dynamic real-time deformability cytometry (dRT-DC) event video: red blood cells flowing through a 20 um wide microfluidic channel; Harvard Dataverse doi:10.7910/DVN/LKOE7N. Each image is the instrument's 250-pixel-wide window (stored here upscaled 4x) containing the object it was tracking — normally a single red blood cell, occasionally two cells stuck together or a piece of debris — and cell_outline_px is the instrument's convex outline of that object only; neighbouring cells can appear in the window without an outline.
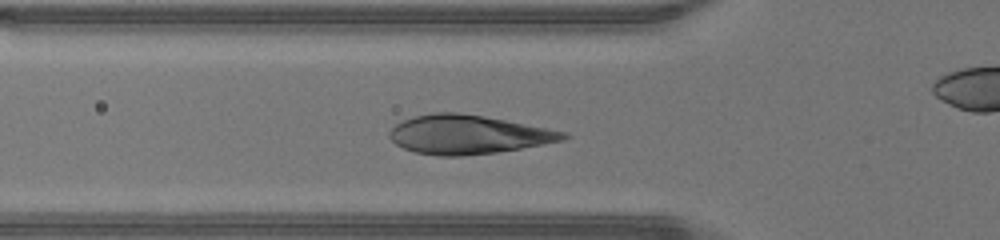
{"species": "human", "species_latin": "Homo sapiens", "temperature_condition": "warm", "stored_images_in_passage": 36, "camera_frame_rate_fps": 3000, "um_per_image_px": 0.085, "donor": {"sex": "male"}, "frame": {"image": 1, "passage_image": 14, "time_ms": 4.333, "image_size_px": [1000, 240], "cell_outline_px": [[572, 136], [564, 140], [544, 144], [496, 152], [464, 156], [440, 156], [416, 152], [404, 148], [396, 144], [388, 136], [388, 132], [396, 124], [404, 120], [416, 116], [432, 112], [456, 112], [484, 116], [568, 132]], "centroid_in_image_um": [39.8, 11.43], "position_along_channel_um": 86.0, "area_um2": 39.25}}
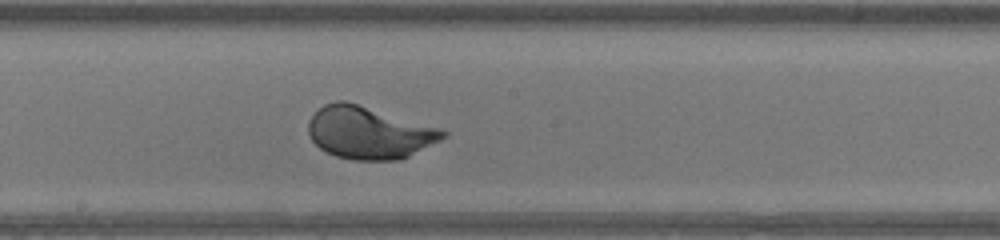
{"frame": {"image": 2, "passage_image": 23, "time_ms": 7.333, "image_size_px": [1000, 240], "cell_outline_px": [[448, 136], [400, 160], [352, 160], [336, 156], [320, 148], [312, 140], [308, 132], [308, 120], [324, 104], [336, 100], [344, 100], [440, 128], [448, 132]], "centroid_in_image_um": [31.35, 11.28], "position_along_channel_um": 216.8, "area_um2": 40.75}}
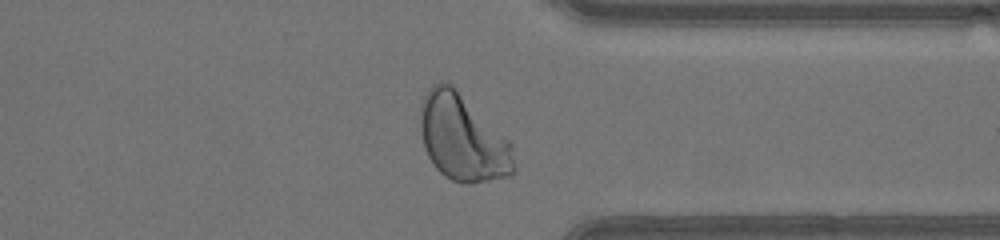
{"frame": {"image": 3, "passage_image": 34, "time_ms": 11.0, "image_size_px": [1000, 240], "cell_outline_px": [[516, 168], [512, 172], [504, 176], [472, 184], [464, 184], [452, 180], [444, 176], [436, 168], [428, 156], [424, 148], [420, 128], [420, 108], [424, 96], [428, 88], [432, 84], [440, 80], [448, 80], [512, 144]], "centroid_in_image_um": [39.29, 11.7], "position_along_channel_um": 372.1, "area_um2": 47.22}}